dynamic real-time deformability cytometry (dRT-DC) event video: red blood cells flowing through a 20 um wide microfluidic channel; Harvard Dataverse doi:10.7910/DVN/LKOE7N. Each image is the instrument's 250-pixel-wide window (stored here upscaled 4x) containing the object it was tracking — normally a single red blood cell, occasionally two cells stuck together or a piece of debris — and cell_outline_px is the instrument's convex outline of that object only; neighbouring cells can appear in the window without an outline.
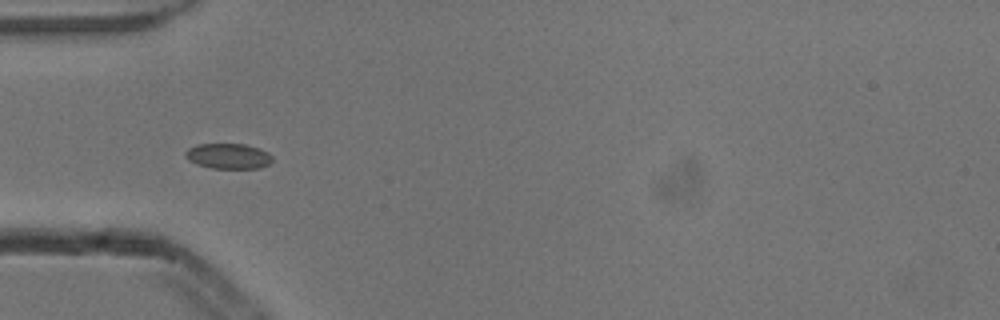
{"species": "common noctule bat (a hibernating species)", "species_latin": "Nyctalus noctula", "temperature_condition": "cold", "stored_images_in_passage": 7, "camera_frame_rate_fps": 3000, "um_per_image_px": 0.085, "animal": {"sex": "male", "body_mass_g": 13.3}, "frame": {"image": 1, "passage_image": 5, "time_ms": 1.333, "image_size_px": [1000, 320], "cell_outline_px": [[272, 160], [268, 164], [260, 168], [212, 168], [196, 164], [188, 160], [184, 156], [184, 152], [188, 148], [196, 144], [244, 144], [268, 152], [272, 156]], "centroid_in_image_um": [19.36, 13.27], "position_along_channel_um": 65.6, "area_um2": 12.83}}
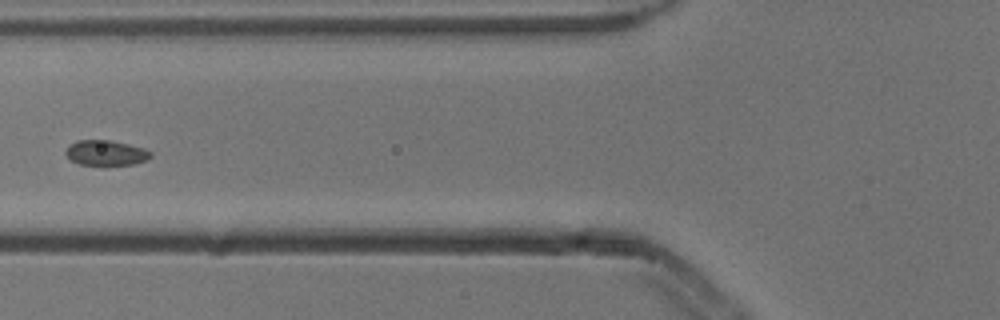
{"frame": {"image": 2, "passage_image": 6, "time_ms": 1.667, "image_size_px": [1000, 320], "cell_outline_px": [[152, 156], [148, 160], [132, 164], [104, 168], [80, 164], [72, 160], [64, 152], [68, 144], [76, 140], [112, 140], [144, 148], [152, 152]], "centroid_in_image_um": [9.0, 13.03], "position_along_channel_um": 116.8, "area_um2": 13.18}}
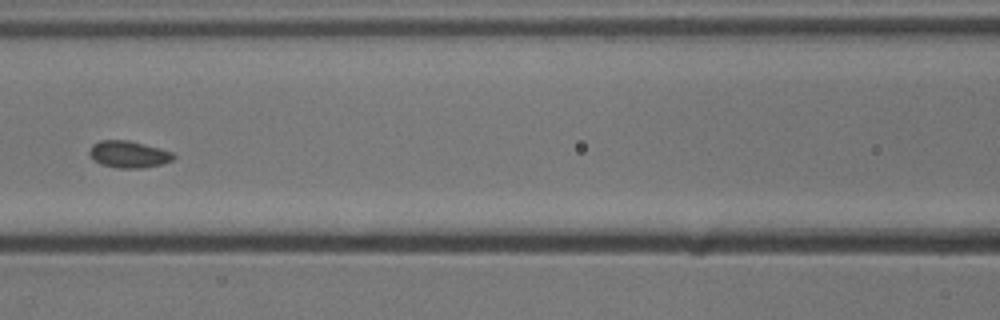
{"frame": {"image": 3, "passage_image": 7, "time_ms": 2.0, "image_size_px": [1000, 320], "cell_outline_px": [[176, 156], [172, 160], [160, 164], [144, 168], [116, 168], [100, 164], [92, 160], [88, 152], [92, 144], [100, 140], [128, 140], [160, 148], [172, 152]], "centroid_in_image_um": [10.9, 13.12], "position_along_channel_um": 155.7, "area_um2": 13.29}}